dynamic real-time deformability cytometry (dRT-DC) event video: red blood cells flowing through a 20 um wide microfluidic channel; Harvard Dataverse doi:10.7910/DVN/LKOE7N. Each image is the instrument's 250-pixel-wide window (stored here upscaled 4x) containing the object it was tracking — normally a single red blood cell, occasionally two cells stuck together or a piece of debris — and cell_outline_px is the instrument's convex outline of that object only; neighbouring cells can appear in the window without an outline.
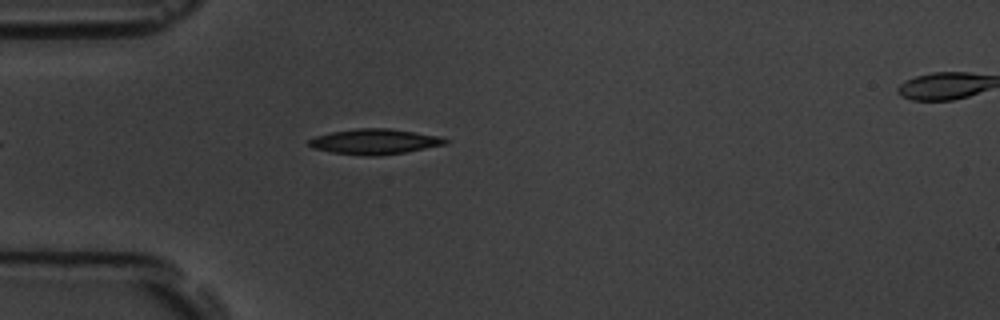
{"species": "common noctule bat (a hibernating species)", "species_latin": "Nyctalus noctula", "temperature_condition": "room temperature", "stored_images_in_passage": 4, "segment_of_instrument_passage": [1, 2], "camera_frame_rate_fps": 3000, "um_per_image_px": 0.085, "animal": {"sex": "male", "body_mass_g": 19.5, "forearm_length_mm": 54.6}, "frame": {"image": 1, "passage_image": 3, "time_ms": 3.333, "image_size_px": [1000, 320], "cell_outline_px": [[448, 140], [444, 144], [404, 152], [380, 156], [368, 156], [332, 152], [312, 148], [308, 144], [308, 140], [316, 136], [332, 132], [356, 128], [388, 128], [440, 136]], "centroid_in_image_um": [31.8, 12.03], "position_along_channel_um": 53.2, "area_um2": 19.88}}